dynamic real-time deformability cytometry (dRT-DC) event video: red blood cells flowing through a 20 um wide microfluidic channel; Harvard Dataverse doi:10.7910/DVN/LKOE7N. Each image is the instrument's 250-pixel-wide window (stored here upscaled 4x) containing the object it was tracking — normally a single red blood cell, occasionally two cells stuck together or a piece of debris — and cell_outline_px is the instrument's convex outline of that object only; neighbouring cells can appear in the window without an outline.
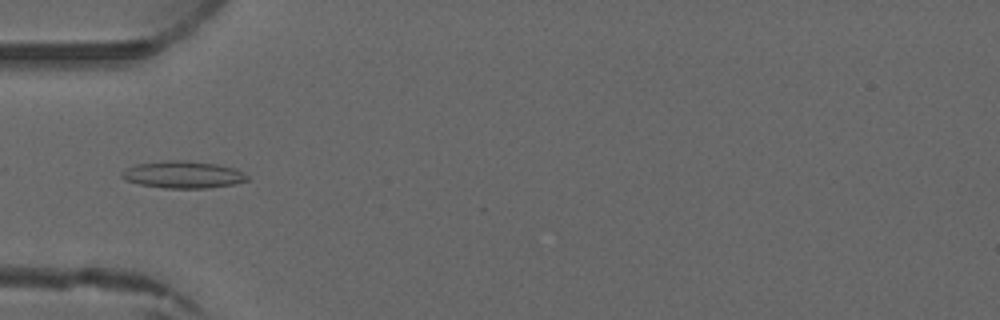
{"species": "common noctule bat (a hibernating species)", "species_latin": "Nyctalus noctula", "temperature_condition": "warm", "stored_images_in_passage": 5, "camera_frame_rate_fps": 3000, "um_per_image_px": 0.085, "animal": {"sex": "male", "forearm_length_mm": 52.5}, "frame": {"image": 1, "passage_image": 4, "time_ms": 4.667, "image_size_px": [1000, 320], "cell_outline_px": [[248, 180], [236, 184], [208, 188], [164, 188], [140, 184], [124, 180], [120, 176], [120, 172], [136, 164], [164, 160], [188, 160], [216, 164], [236, 168], [248, 176]], "centroid_in_image_um": [15.56, 14.84], "position_along_channel_um": 69.4, "area_um2": 20.0}}
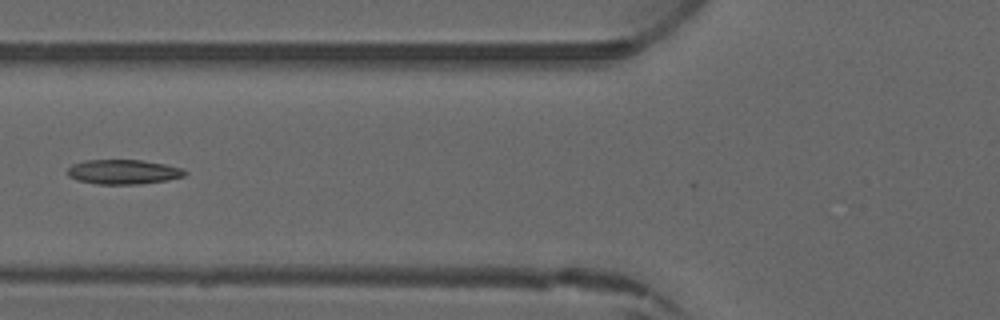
{"frame": {"image": 2, "passage_image": 5, "time_ms": 5.667, "image_size_px": [1000, 320], "cell_outline_px": [[188, 172], [184, 176], [168, 180], [140, 184], [96, 184], [76, 180], [68, 176], [68, 168], [72, 164], [84, 160], [144, 160], [184, 168]], "centroid_in_image_um": [10.49, 14.61], "position_along_channel_um": 115.3, "area_um2": 16.99}}